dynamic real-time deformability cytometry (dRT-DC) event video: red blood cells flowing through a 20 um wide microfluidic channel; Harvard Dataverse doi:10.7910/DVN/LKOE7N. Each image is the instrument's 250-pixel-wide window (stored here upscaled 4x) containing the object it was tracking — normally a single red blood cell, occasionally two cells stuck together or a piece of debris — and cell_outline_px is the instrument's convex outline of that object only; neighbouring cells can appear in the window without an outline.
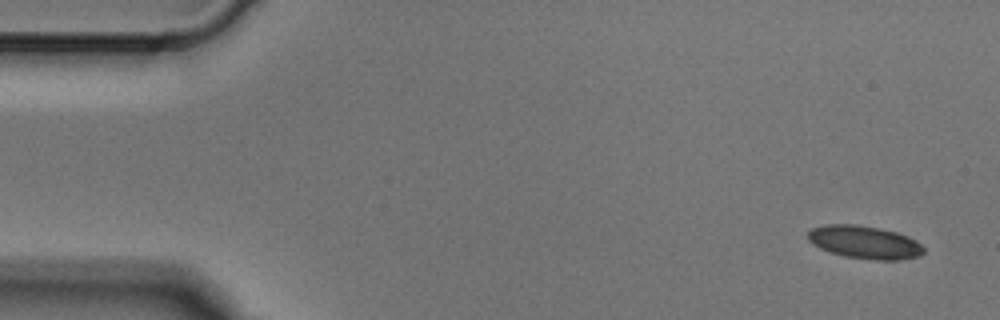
{"species": "Egyptian fruit bat (a non-hibernating species)", "species_latin": "Rousettus aegyptiacus", "temperature_condition": "cold", "stored_images_in_passage": 4, "camera_frame_rate_fps": 3000, "um_per_image_px": 0.085, "animal": {"sex": "male"}, "frame": {"image": 1, "passage_image": 1, "time_ms": 0.0, "image_size_px": [1000, 320], "cell_outline_px": [[924, 252], [916, 256], [900, 260], [876, 260], [844, 256], [820, 248], [812, 244], [808, 240], [808, 232], [812, 228], [824, 224], [856, 224], [880, 228], [896, 232], [920, 244], [924, 248]], "centroid_in_image_um": [73.43, 20.58], "position_along_channel_um": 11.6, "area_um2": 21.96}}
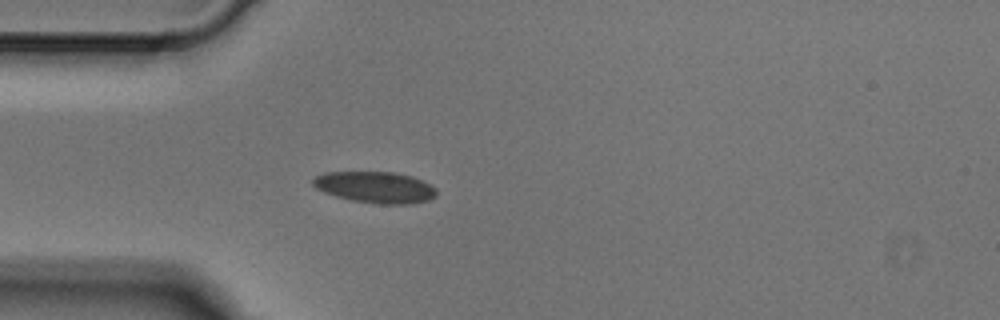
{"frame": {"image": 2, "passage_image": 4, "time_ms": 1.0, "image_size_px": [1000, 320], "cell_outline_px": [[436, 196], [428, 200], [408, 204], [376, 204], [352, 200], [336, 196], [324, 192], [316, 188], [312, 184], [312, 180], [316, 176], [324, 172], [396, 172], [412, 176], [432, 184], [436, 188]], "centroid_in_image_um": [31.92, 15.91], "position_along_channel_um": 53.1, "area_um2": 22.72}}